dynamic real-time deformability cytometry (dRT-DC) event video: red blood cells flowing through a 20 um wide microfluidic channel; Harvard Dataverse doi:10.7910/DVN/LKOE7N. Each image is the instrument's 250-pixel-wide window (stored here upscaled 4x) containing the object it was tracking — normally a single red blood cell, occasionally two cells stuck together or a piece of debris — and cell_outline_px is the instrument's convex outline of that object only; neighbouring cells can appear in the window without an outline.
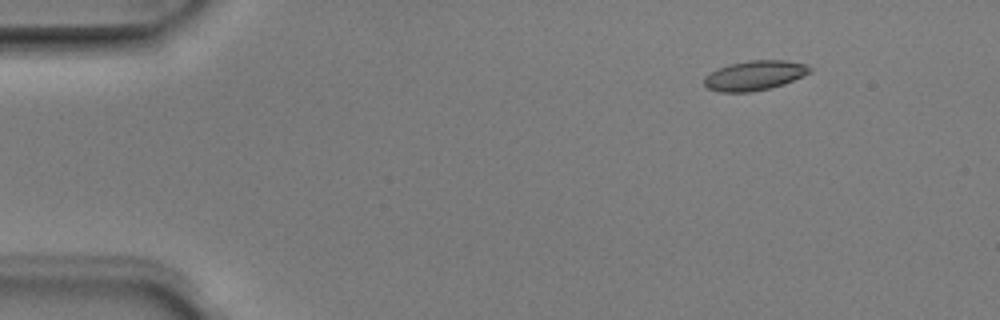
{"species": "Egyptian fruit bat (a non-hibernating species)", "species_latin": "Rousettus aegyptiacus", "temperature_condition": "room temperature", "stored_images_in_passage": 3, "camera_frame_rate_fps": 3000, "um_per_image_px": 0.085, "animal": {"sex": "male"}, "frame": {"image": 1, "passage_image": 1, "time_ms": 0.0, "image_size_px": [1000, 320], "cell_outline_px": [[812, 72], [784, 84], [752, 92], [720, 92], [708, 88], [704, 84], [704, 76], [716, 68], [728, 64], [748, 60], [784, 60], [808, 64], [812, 68]], "centroid_in_image_um": [64.14, 6.4], "position_along_channel_um": 20.9, "area_um2": 18.5}}